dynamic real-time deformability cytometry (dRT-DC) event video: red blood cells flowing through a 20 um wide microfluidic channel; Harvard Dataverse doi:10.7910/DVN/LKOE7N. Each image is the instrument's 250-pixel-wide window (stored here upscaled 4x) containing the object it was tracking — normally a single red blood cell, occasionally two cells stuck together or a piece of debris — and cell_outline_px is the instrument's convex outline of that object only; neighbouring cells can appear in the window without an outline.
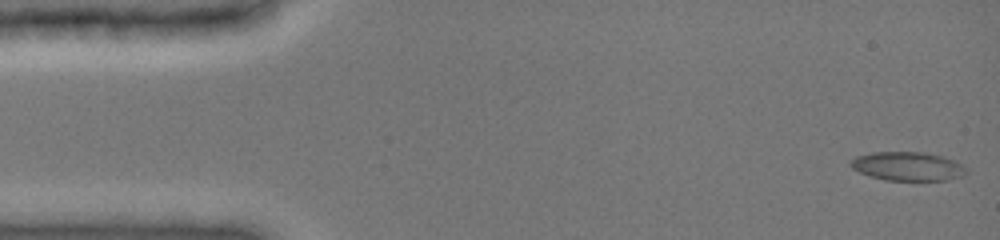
{"species": "common noctule bat (a hibernating species)", "species_latin": "Nyctalus noctula", "temperature_condition": "cold", "stored_images_in_passage": 43, "camera_frame_rate_fps": 3000, "um_per_image_px": 0.085, "animal": {"sex": "female", "body_mass_g": 19.0, "forearm_length_mm": 51.5}, "frame": {"image": 1, "passage_image": 1, "time_ms": 0.0, "image_size_px": [1000, 240], "cell_outline_px": [[968, 172], [964, 176], [948, 180], [884, 180], [868, 176], [852, 168], [848, 164], [856, 156], [872, 152], [924, 152], [956, 160], [968, 168]], "centroid_in_image_um": [77.18, 14.14], "position_along_channel_um": 7.8, "area_um2": 19.65}}
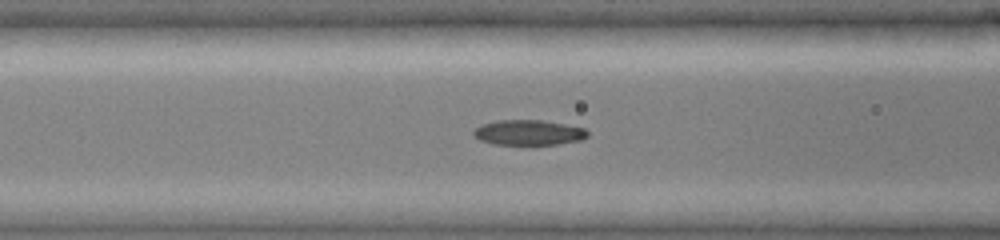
{"frame": {"image": 2, "passage_image": 26, "time_ms": 6.0, "image_size_px": [1000, 240], "cell_outline_px": [[588, 136], [580, 140], [536, 148], [532, 148], [496, 144], [480, 140], [472, 136], [472, 132], [480, 124], [496, 120], [540, 120], [564, 124], [584, 128], [588, 132]], "centroid_in_image_um": [44.89, 11.32], "position_along_channel_um": 121.7, "area_um2": 17.63}}
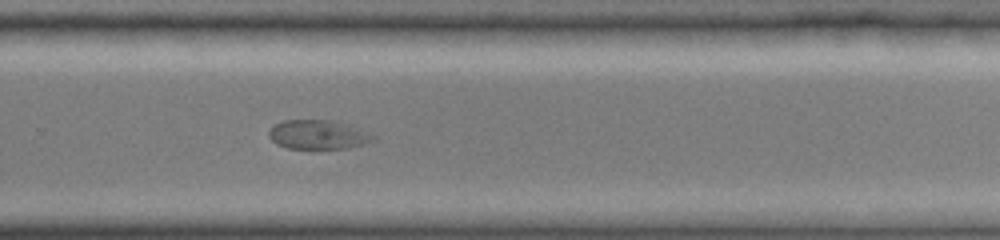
{"frame": {"image": 3, "passage_image": 43, "time_ms": 10.667, "image_size_px": [1000, 240], "cell_outline_px": [[376, 140], [364, 144], [348, 148], [288, 148], [276, 144], [268, 136], [268, 132], [276, 124], [284, 120], [332, 120], [360, 128], [372, 132], [376, 136]], "centroid_in_image_um": [27.1, 11.44], "position_along_channel_um": 302.7, "area_um2": 17.8}}